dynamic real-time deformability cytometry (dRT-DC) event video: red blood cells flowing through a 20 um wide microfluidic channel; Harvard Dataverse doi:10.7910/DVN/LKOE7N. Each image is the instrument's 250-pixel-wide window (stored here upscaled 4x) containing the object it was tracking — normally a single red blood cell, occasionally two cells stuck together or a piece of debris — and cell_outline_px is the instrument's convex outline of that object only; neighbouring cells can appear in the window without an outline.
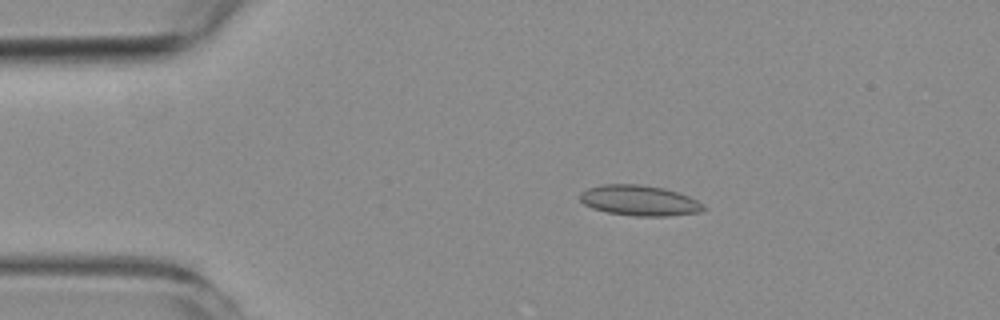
{"species": "common noctule bat (a hibernating species)", "species_latin": "Nyctalus noctula", "temperature_condition": "room temperature", "stored_images_in_passage": 4, "camera_frame_rate_fps": 3000, "um_per_image_px": 0.085, "animal": {"sex": "female", "body_mass_g": 19.3, "forearm_length_mm": 54.1}, "frame": {"image": 1, "passage_image": 2, "time_ms": 1.333, "image_size_px": [1000, 320], "cell_outline_px": [[708, 208], [700, 212], [668, 216], [636, 216], [608, 212], [592, 208], [584, 204], [580, 200], [580, 192], [588, 188], [600, 184], [640, 184], [664, 188], [688, 196], [704, 204]], "centroid_in_image_um": [54.35, 17.04], "position_along_channel_um": 30.6, "area_um2": 21.96}}